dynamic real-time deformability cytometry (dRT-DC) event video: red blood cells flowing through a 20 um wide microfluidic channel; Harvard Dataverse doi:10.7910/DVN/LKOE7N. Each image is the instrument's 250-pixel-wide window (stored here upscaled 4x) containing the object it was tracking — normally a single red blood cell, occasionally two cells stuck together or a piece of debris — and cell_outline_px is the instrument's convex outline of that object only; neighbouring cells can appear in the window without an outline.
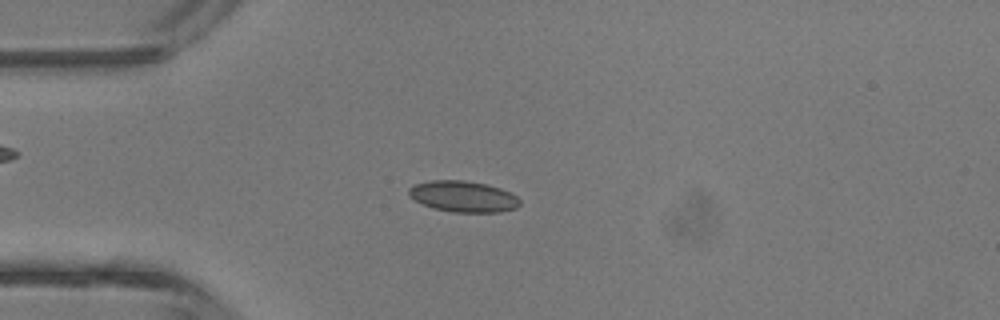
{"species": "common noctule bat (a hibernating species)", "species_latin": "Nyctalus noctula", "temperature_condition": "room temperature", "stored_images_in_passage": 43, "camera_frame_rate_fps": 3000, "um_per_image_px": 0.085, "animal": {"sex": "male", "body_mass_g": 13.3}, "frame": {"image": 1, "passage_image": 11, "time_ms": 3.333, "image_size_px": [1000, 320], "cell_outline_px": [[520, 204], [516, 208], [500, 212], [452, 212], [432, 208], [408, 196], [408, 188], [416, 184], [432, 180], [464, 180], [484, 184], [500, 188], [512, 192], [520, 200]], "centroid_in_image_um": [39.38, 16.7], "position_along_channel_um": 45.6, "area_um2": 20.11}}
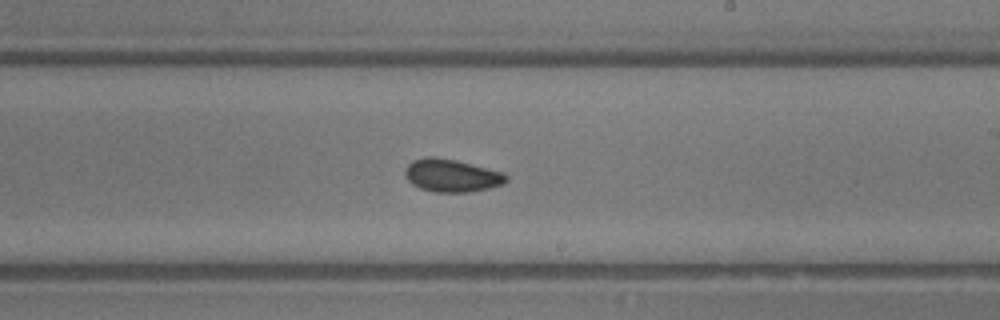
{"frame": {"image": 2, "passage_image": 25, "time_ms": 8.0, "image_size_px": [1000, 320], "cell_outline_px": [[508, 180], [504, 184], [472, 192], [432, 192], [420, 188], [412, 184], [404, 176], [404, 168], [412, 160], [424, 156], [436, 156], [456, 160], [504, 172], [508, 176]], "centroid_in_image_um": [38.37, 14.91], "position_along_channel_um": 250.6, "area_um2": 19.71}}
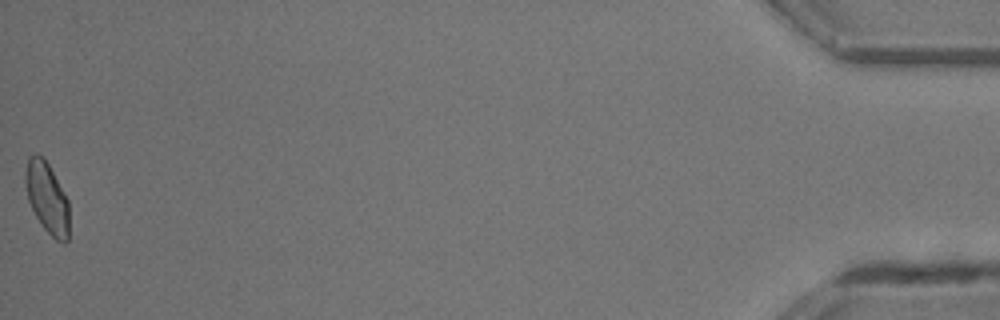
{"frame": {"image": 3, "passage_image": 43, "time_ms": 14.0, "image_size_px": [1000, 320], "cell_outline_px": [[68, 240], [64, 244], [56, 240], [40, 224], [28, 200], [24, 180], [24, 176], [28, 156], [36, 152], [44, 156], [68, 200]], "centroid_in_image_um": [3.98, 16.77], "position_along_channel_um": 431.2, "area_um2": 18.21}, "authors_computed_cell_mechanics": {"area_um2": 19.0162, "velocity_mm_per_s": 4.7555, "shape_relaxation_time_tau1_ms": 3.7425, "shape_relaxation_time_tau2_ms": 1.3893, "deformation_change_tau1": 0.0901, "deformation_change_tau2": 0.0572}}